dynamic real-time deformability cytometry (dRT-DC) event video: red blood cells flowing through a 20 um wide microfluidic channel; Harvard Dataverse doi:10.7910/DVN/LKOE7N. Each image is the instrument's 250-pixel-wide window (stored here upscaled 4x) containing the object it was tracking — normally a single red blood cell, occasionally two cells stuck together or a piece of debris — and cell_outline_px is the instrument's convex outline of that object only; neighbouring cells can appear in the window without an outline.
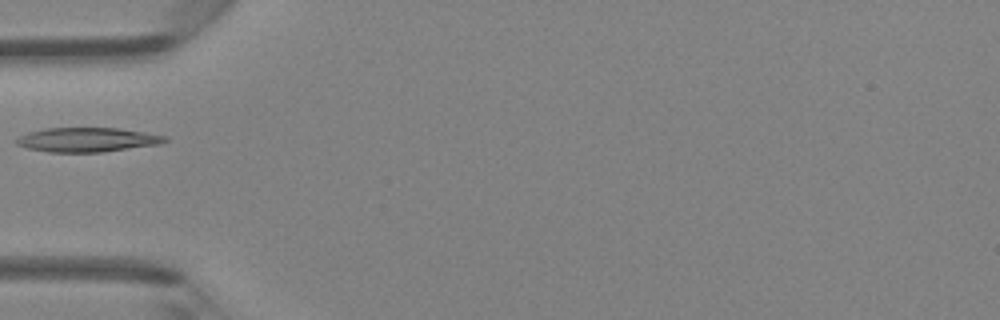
{"species": "Egyptian fruit bat (a non-hibernating species)", "species_latin": "Rousettus aegyptiacus", "temperature_condition": "room temperature", "stored_images_in_passage": 2, "camera_frame_rate_fps": 3000, "um_per_image_px": 0.085, "animal": {"sex": "female"}, "frame": {"image": 1, "passage_image": 2, "time_ms": 0.333, "image_size_px": [1000, 320], "cell_outline_px": [[168, 140], [160, 144], [100, 152], [48, 152], [28, 148], [16, 144], [12, 140], [28, 132], [48, 128], [116, 128], [168, 136]], "centroid_in_image_um": [7.39, 11.88], "position_along_channel_um": 77.6, "area_um2": 20.92}}